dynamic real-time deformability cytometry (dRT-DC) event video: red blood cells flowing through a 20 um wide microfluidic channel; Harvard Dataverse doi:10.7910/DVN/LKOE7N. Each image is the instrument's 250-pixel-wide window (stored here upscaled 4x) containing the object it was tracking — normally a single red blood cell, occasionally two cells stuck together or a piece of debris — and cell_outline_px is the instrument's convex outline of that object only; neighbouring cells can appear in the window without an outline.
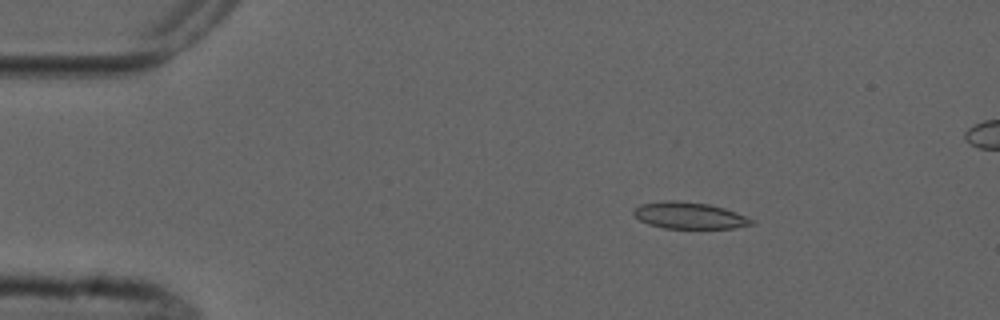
{"species": "common noctule bat (a hibernating species)", "species_latin": "Nyctalus noctula", "temperature_condition": "cold", "stored_images_in_passage": 6, "camera_frame_rate_fps": 3000, "um_per_image_px": 0.085, "animal": {"sex": "male", "forearm_length_mm": 52.5}, "frame": {"image": 1, "passage_image": 3, "time_ms": 2.333, "image_size_px": [1000, 320], "cell_outline_px": [[756, 224], [732, 228], [664, 228], [648, 224], [640, 220], [632, 212], [640, 204], [664, 200], [680, 200], [708, 204], [724, 208], [736, 212], [756, 220]], "centroid_in_image_um": [58.62, 18.31], "position_along_channel_um": 26.4, "area_um2": 18.38}}